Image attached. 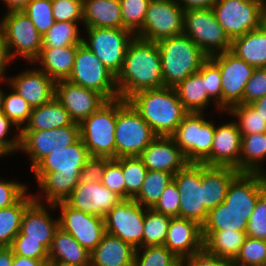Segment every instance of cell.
I'll return each mask as SVG.
<instances>
[{
	"mask_svg": "<svg viewBox=\"0 0 266 266\" xmlns=\"http://www.w3.org/2000/svg\"><path fill=\"white\" fill-rule=\"evenodd\" d=\"M67 80L86 89L94 90L107 100L119 98L116 77L83 43L77 47L73 69Z\"/></svg>",
	"mask_w": 266,
	"mask_h": 266,
	"instance_id": "obj_11",
	"label": "cell"
},
{
	"mask_svg": "<svg viewBox=\"0 0 266 266\" xmlns=\"http://www.w3.org/2000/svg\"><path fill=\"white\" fill-rule=\"evenodd\" d=\"M212 10L231 41L266 21V9L258 0H218Z\"/></svg>",
	"mask_w": 266,
	"mask_h": 266,
	"instance_id": "obj_7",
	"label": "cell"
},
{
	"mask_svg": "<svg viewBox=\"0 0 266 266\" xmlns=\"http://www.w3.org/2000/svg\"><path fill=\"white\" fill-rule=\"evenodd\" d=\"M85 28H123L119 0H83Z\"/></svg>",
	"mask_w": 266,
	"mask_h": 266,
	"instance_id": "obj_31",
	"label": "cell"
},
{
	"mask_svg": "<svg viewBox=\"0 0 266 266\" xmlns=\"http://www.w3.org/2000/svg\"><path fill=\"white\" fill-rule=\"evenodd\" d=\"M254 209H230L223 202L208 212L202 231H239L246 232L247 222Z\"/></svg>",
	"mask_w": 266,
	"mask_h": 266,
	"instance_id": "obj_36",
	"label": "cell"
},
{
	"mask_svg": "<svg viewBox=\"0 0 266 266\" xmlns=\"http://www.w3.org/2000/svg\"><path fill=\"white\" fill-rule=\"evenodd\" d=\"M180 266H232L231 262L209 254L205 249L180 261Z\"/></svg>",
	"mask_w": 266,
	"mask_h": 266,
	"instance_id": "obj_59",
	"label": "cell"
},
{
	"mask_svg": "<svg viewBox=\"0 0 266 266\" xmlns=\"http://www.w3.org/2000/svg\"><path fill=\"white\" fill-rule=\"evenodd\" d=\"M146 209L133 199L121 200L104 217L105 232L122 239L135 249L143 247Z\"/></svg>",
	"mask_w": 266,
	"mask_h": 266,
	"instance_id": "obj_15",
	"label": "cell"
},
{
	"mask_svg": "<svg viewBox=\"0 0 266 266\" xmlns=\"http://www.w3.org/2000/svg\"><path fill=\"white\" fill-rule=\"evenodd\" d=\"M80 138L79 124L50 130L20 131V148L29 156L31 170L52 151L63 150Z\"/></svg>",
	"mask_w": 266,
	"mask_h": 266,
	"instance_id": "obj_14",
	"label": "cell"
},
{
	"mask_svg": "<svg viewBox=\"0 0 266 266\" xmlns=\"http://www.w3.org/2000/svg\"><path fill=\"white\" fill-rule=\"evenodd\" d=\"M219 66L208 57L205 60V86L208 96L215 101L216 110L222 112V87Z\"/></svg>",
	"mask_w": 266,
	"mask_h": 266,
	"instance_id": "obj_51",
	"label": "cell"
},
{
	"mask_svg": "<svg viewBox=\"0 0 266 266\" xmlns=\"http://www.w3.org/2000/svg\"><path fill=\"white\" fill-rule=\"evenodd\" d=\"M147 170L165 171L175 175L189 162L171 137L157 136L138 156Z\"/></svg>",
	"mask_w": 266,
	"mask_h": 266,
	"instance_id": "obj_24",
	"label": "cell"
},
{
	"mask_svg": "<svg viewBox=\"0 0 266 266\" xmlns=\"http://www.w3.org/2000/svg\"><path fill=\"white\" fill-rule=\"evenodd\" d=\"M72 123L67 110L54 97L51 101L32 109L29 121L21 131L50 130Z\"/></svg>",
	"mask_w": 266,
	"mask_h": 266,
	"instance_id": "obj_34",
	"label": "cell"
},
{
	"mask_svg": "<svg viewBox=\"0 0 266 266\" xmlns=\"http://www.w3.org/2000/svg\"><path fill=\"white\" fill-rule=\"evenodd\" d=\"M83 0H52V13L56 22H81L83 24Z\"/></svg>",
	"mask_w": 266,
	"mask_h": 266,
	"instance_id": "obj_50",
	"label": "cell"
},
{
	"mask_svg": "<svg viewBox=\"0 0 266 266\" xmlns=\"http://www.w3.org/2000/svg\"><path fill=\"white\" fill-rule=\"evenodd\" d=\"M242 134L234 121L215 125L210 154L201 162L206 166L231 167L240 172Z\"/></svg>",
	"mask_w": 266,
	"mask_h": 266,
	"instance_id": "obj_20",
	"label": "cell"
},
{
	"mask_svg": "<svg viewBox=\"0 0 266 266\" xmlns=\"http://www.w3.org/2000/svg\"><path fill=\"white\" fill-rule=\"evenodd\" d=\"M266 132L242 134L240 172L263 173L266 158Z\"/></svg>",
	"mask_w": 266,
	"mask_h": 266,
	"instance_id": "obj_37",
	"label": "cell"
},
{
	"mask_svg": "<svg viewBox=\"0 0 266 266\" xmlns=\"http://www.w3.org/2000/svg\"><path fill=\"white\" fill-rule=\"evenodd\" d=\"M26 193L14 205L0 209V247H11L20 232L25 209L34 201L33 195Z\"/></svg>",
	"mask_w": 266,
	"mask_h": 266,
	"instance_id": "obj_38",
	"label": "cell"
},
{
	"mask_svg": "<svg viewBox=\"0 0 266 266\" xmlns=\"http://www.w3.org/2000/svg\"><path fill=\"white\" fill-rule=\"evenodd\" d=\"M13 255L11 247H0V266H11Z\"/></svg>",
	"mask_w": 266,
	"mask_h": 266,
	"instance_id": "obj_63",
	"label": "cell"
},
{
	"mask_svg": "<svg viewBox=\"0 0 266 266\" xmlns=\"http://www.w3.org/2000/svg\"><path fill=\"white\" fill-rule=\"evenodd\" d=\"M204 249L211 255L232 262L244 243L246 232L239 231H202Z\"/></svg>",
	"mask_w": 266,
	"mask_h": 266,
	"instance_id": "obj_35",
	"label": "cell"
},
{
	"mask_svg": "<svg viewBox=\"0 0 266 266\" xmlns=\"http://www.w3.org/2000/svg\"><path fill=\"white\" fill-rule=\"evenodd\" d=\"M79 22H54L48 32L42 37V48L81 45L83 36L80 35Z\"/></svg>",
	"mask_w": 266,
	"mask_h": 266,
	"instance_id": "obj_40",
	"label": "cell"
},
{
	"mask_svg": "<svg viewBox=\"0 0 266 266\" xmlns=\"http://www.w3.org/2000/svg\"><path fill=\"white\" fill-rule=\"evenodd\" d=\"M246 236L266 240V190L259 196L248 219Z\"/></svg>",
	"mask_w": 266,
	"mask_h": 266,
	"instance_id": "obj_49",
	"label": "cell"
},
{
	"mask_svg": "<svg viewBox=\"0 0 266 266\" xmlns=\"http://www.w3.org/2000/svg\"><path fill=\"white\" fill-rule=\"evenodd\" d=\"M230 51L254 68H266V21L259 28L234 38Z\"/></svg>",
	"mask_w": 266,
	"mask_h": 266,
	"instance_id": "obj_32",
	"label": "cell"
},
{
	"mask_svg": "<svg viewBox=\"0 0 266 266\" xmlns=\"http://www.w3.org/2000/svg\"><path fill=\"white\" fill-rule=\"evenodd\" d=\"M55 98L67 110L72 121L78 124L108 101L102 94L68 80L56 82Z\"/></svg>",
	"mask_w": 266,
	"mask_h": 266,
	"instance_id": "obj_19",
	"label": "cell"
},
{
	"mask_svg": "<svg viewBox=\"0 0 266 266\" xmlns=\"http://www.w3.org/2000/svg\"><path fill=\"white\" fill-rule=\"evenodd\" d=\"M147 171L143 161L138 156L122 157L125 199H133L139 193Z\"/></svg>",
	"mask_w": 266,
	"mask_h": 266,
	"instance_id": "obj_43",
	"label": "cell"
},
{
	"mask_svg": "<svg viewBox=\"0 0 266 266\" xmlns=\"http://www.w3.org/2000/svg\"><path fill=\"white\" fill-rule=\"evenodd\" d=\"M90 157L81 138L44 157L32 169L40 189L33 195L34 200L43 203L42 199H45L50 205L65 202L79 184L81 169Z\"/></svg>",
	"mask_w": 266,
	"mask_h": 266,
	"instance_id": "obj_1",
	"label": "cell"
},
{
	"mask_svg": "<svg viewBox=\"0 0 266 266\" xmlns=\"http://www.w3.org/2000/svg\"><path fill=\"white\" fill-rule=\"evenodd\" d=\"M184 9L175 0H150L142 29L135 35L158 42L183 34Z\"/></svg>",
	"mask_w": 266,
	"mask_h": 266,
	"instance_id": "obj_13",
	"label": "cell"
},
{
	"mask_svg": "<svg viewBox=\"0 0 266 266\" xmlns=\"http://www.w3.org/2000/svg\"><path fill=\"white\" fill-rule=\"evenodd\" d=\"M180 260L204 249L202 226L191 219L171 218L163 244Z\"/></svg>",
	"mask_w": 266,
	"mask_h": 266,
	"instance_id": "obj_22",
	"label": "cell"
},
{
	"mask_svg": "<svg viewBox=\"0 0 266 266\" xmlns=\"http://www.w3.org/2000/svg\"><path fill=\"white\" fill-rule=\"evenodd\" d=\"M115 158L139 156L157 137L128 100L116 98Z\"/></svg>",
	"mask_w": 266,
	"mask_h": 266,
	"instance_id": "obj_5",
	"label": "cell"
},
{
	"mask_svg": "<svg viewBox=\"0 0 266 266\" xmlns=\"http://www.w3.org/2000/svg\"><path fill=\"white\" fill-rule=\"evenodd\" d=\"M46 266H65L58 263H48Z\"/></svg>",
	"mask_w": 266,
	"mask_h": 266,
	"instance_id": "obj_67",
	"label": "cell"
},
{
	"mask_svg": "<svg viewBox=\"0 0 266 266\" xmlns=\"http://www.w3.org/2000/svg\"><path fill=\"white\" fill-rule=\"evenodd\" d=\"M174 89L187 112L204 113L203 110L213 101L205 86V61L197 73L188 76Z\"/></svg>",
	"mask_w": 266,
	"mask_h": 266,
	"instance_id": "obj_33",
	"label": "cell"
},
{
	"mask_svg": "<svg viewBox=\"0 0 266 266\" xmlns=\"http://www.w3.org/2000/svg\"><path fill=\"white\" fill-rule=\"evenodd\" d=\"M46 205L34 200L25 209L17 235H26V239L37 240L49 250L54 233L59 227V216L56 220L51 218L48 208L53 209L54 205Z\"/></svg>",
	"mask_w": 266,
	"mask_h": 266,
	"instance_id": "obj_25",
	"label": "cell"
},
{
	"mask_svg": "<svg viewBox=\"0 0 266 266\" xmlns=\"http://www.w3.org/2000/svg\"><path fill=\"white\" fill-rule=\"evenodd\" d=\"M22 11L34 23L42 37L55 22L52 13V0H30Z\"/></svg>",
	"mask_w": 266,
	"mask_h": 266,
	"instance_id": "obj_48",
	"label": "cell"
},
{
	"mask_svg": "<svg viewBox=\"0 0 266 266\" xmlns=\"http://www.w3.org/2000/svg\"><path fill=\"white\" fill-rule=\"evenodd\" d=\"M13 59L10 56L9 49L7 48L6 42L4 40L3 35L0 33V82L5 79L6 80L9 77H5V72L8 64L12 63Z\"/></svg>",
	"mask_w": 266,
	"mask_h": 266,
	"instance_id": "obj_60",
	"label": "cell"
},
{
	"mask_svg": "<svg viewBox=\"0 0 266 266\" xmlns=\"http://www.w3.org/2000/svg\"><path fill=\"white\" fill-rule=\"evenodd\" d=\"M180 261L164 245H155L136 249L133 266H180Z\"/></svg>",
	"mask_w": 266,
	"mask_h": 266,
	"instance_id": "obj_42",
	"label": "cell"
},
{
	"mask_svg": "<svg viewBox=\"0 0 266 266\" xmlns=\"http://www.w3.org/2000/svg\"><path fill=\"white\" fill-rule=\"evenodd\" d=\"M217 1L218 0H175L184 11L212 8Z\"/></svg>",
	"mask_w": 266,
	"mask_h": 266,
	"instance_id": "obj_61",
	"label": "cell"
},
{
	"mask_svg": "<svg viewBox=\"0 0 266 266\" xmlns=\"http://www.w3.org/2000/svg\"><path fill=\"white\" fill-rule=\"evenodd\" d=\"M181 194L177 185L172 181L164 190L157 203L152 208L155 212L170 216L179 217Z\"/></svg>",
	"mask_w": 266,
	"mask_h": 266,
	"instance_id": "obj_54",
	"label": "cell"
},
{
	"mask_svg": "<svg viewBox=\"0 0 266 266\" xmlns=\"http://www.w3.org/2000/svg\"><path fill=\"white\" fill-rule=\"evenodd\" d=\"M128 101L157 136L170 137L188 113L174 87H160L133 94Z\"/></svg>",
	"mask_w": 266,
	"mask_h": 266,
	"instance_id": "obj_3",
	"label": "cell"
},
{
	"mask_svg": "<svg viewBox=\"0 0 266 266\" xmlns=\"http://www.w3.org/2000/svg\"><path fill=\"white\" fill-rule=\"evenodd\" d=\"M12 92L3 95L2 112L21 131L30 118L33 107L13 88Z\"/></svg>",
	"mask_w": 266,
	"mask_h": 266,
	"instance_id": "obj_45",
	"label": "cell"
},
{
	"mask_svg": "<svg viewBox=\"0 0 266 266\" xmlns=\"http://www.w3.org/2000/svg\"><path fill=\"white\" fill-rule=\"evenodd\" d=\"M123 28L136 35L143 26L150 0H119Z\"/></svg>",
	"mask_w": 266,
	"mask_h": 266,
	"instance_id": "obj_47",
	"label": "cell"
},
{
	"mask_svg": "<svg viewBox=\"0 0 266 266\" xmlns=\"http://www.w3.org/2000/svg\"><path fill=\"white\" fill-rule=\"evenodd\" d=\"M102 184L125 199V182L122 173V157L111 159L104 170Z\"/></svg>",
	"mask_w": 266,
	"mask_h": 266,
	"instance_id": "obj_53",
	"label": "cell"
},
{
	"mask_svg": "<svg viewBox=\"0 0 266 266\" xmlns=\"http://www.w3.org/2000/svg\"><path fill=\"white\" fill-rule=\"evenodd\" d=\"M266 95V68H255L243 94V104H250Z\"/></svg>",
	"mask_w": 266,
	"mask_h": 266,
	"instance_id": "obj_56",
	"label": "cell"
},
{
	"mask_svg": "<svg viewBox=\"0 0 266 266\" xmlns=\"http://www.w3.org/2000/svg\"><path fill=\"white\" fill-rule=\"evenodd\" d=\"M116 86L119 98L125 100L137 92L164 86L157 42L137 36L130 41Z\"/></svg>",
	"mask_w": 266,
	"mask_h": 266,
	"instance_id": "obj_2",
	"label": "cell"
},
{
	"mask_svg": "<svg viewBox=\"0 0 266 266\" xmlns=\"http://www.w3.org/2000/svg\"><path fill=\"white\" fill-rule=\"evenodd\" d=\"M15 126L17 133L14 138L7 139L11 127ZM20 130L16 125L0 111V157L10 155L19 151L20 149Z\"/></svg>",
	"mask_w": 266,
	"mask_h": 266,
	"instance_id": "obj_55",
	"label": "cell"
},
{
	"mask_svg": "<svg viewBox=\"0 0 266 266\" xmlns=\"http://www.w3.org/2000/svg\"><path fill=\"white\" fill-rule=\"evenodd\" d=\"M203 116L188 112L170 136L189 163H201L211 152L216 123Z\"/></svg>",
	"mask_w": 266,
	"mask_h": 266,
	"instance_id": "obj_9",
	"label": "cell"
},
{
	"mask_svg": "<svg viewBox=\"0 0 266 266\" xmlns=\"http://www.w3.org/2000/svg\"><path fill=\"white\" fill-rule=\"evenodd\" d=\"M121 200L102 182L79 183L65 201L70 207L104 218Z\"/></svg>",
	"mask_w": 266,
	"mask_h": 266,
	"instance_id": "obj_21",
	"label": "cell"
},
{
	"mask_svg": "<svg viewBox=\"0 0 266 266\" xmlns=\"http://www.w3.org/2000/svg\"><path fill=\"white\" fill-rule=\"evenodd\" d=\"M48 263L90 266V252L82 247L71 234L58 227L48 250Z\"/></svg>",
	"mask_w": 266,
	"mask_h": 266,
	"instance_id": "obj_28",
	"label": "cell"
},
{
	"mask_svg": "<svg viewBox=\"0 0 266 266\" xmlns=\"http://www.w3.org/2000/svg\"><path fill=\"white\" fill-rule=\"evenodd\" d=\"M161 55L164 86L175 87L197 73L208 56L187 35L181 34L157 42Z\"/></svg>",
	"mask_w": 266,
	"mask_h": 266,
	"instance_id": "obj_4",
	"label": "cell"
},
{
	"mask_svg": "<svg viewBox=\"0 0 266 266\" xmlns=\"http://www.w3.org/2000/svg\"><path fill=\"white\" fill-rule=\"evenodd\" d=\"M210 58L219 66L222 87V111L243 104L246 84L255 69L231 51L215 54Z\"/></svg>",
	"mask_w": 266,
	"mask_h": 266,
	"instance_id": "obj_16",
	"label": "cell"
},
{
	"mask_svg": "<svg viewBox=\"0 0 266 266\" xmlns=\"http://www.w3.org/2000/svg\"><path fill=\"white\" fill-rule=\"evenodd\" d=\"M11 248L16 255L41 259L48 264V249L37 240L26 239V235H16Z\"/></svg>",
	"mask_w": 266,
	"mask_h": 266,
	"instance_id": "obj_52",
	"label": "cell"
},
{
	"mask_svg": "<svg viewBox=\"0 0 266 266\" xmlns=\"http://www.w3.org/2000/svg\"><path fill=\"white\" fill-rule=\"evenodd\" d=\"M263 176H264V179H265V182H266V170L263 172Z\"/></svg>",
	"mask_w": 266,
	"mask_h": 266,
	"instance_id": "obj_69",
	"label": "cell"
},
{
	"mask_svg": "<svg viewBox=\"0 0 266 266\" xmlns=\"http://www.w3.org/2000/svg\"><path fill=\"white\" fill-rule=\"evenodd\" d=\"M11 266H46V264L41 259H33L14 254Z\"/></svg>",
	"mask_w": 266,
	"mask_h": 266,
	"instance_id": "obj_62",
	"label": "cell"
},
{
	"mask_svg": "<svg viewBox=\"0 0 266 266\" xmlns=\"http://www.w3.org/2000/svg\"><path fill=\"white\" fill-rule=\"evenodd\" d=\"M7 84L22 96L33 108L41 106L55 97L56 82L39 68L22 71L10 76Z\"/></svg>",
	"mask_w": 266,
	"mask_h": 266,
	"instance_id": "obj_23",
	"label": "cell"
},
{
	"mask_svg": "<svg viewBox=\"0 0 266 266\" xmlns=\"http://www.w3.org/2000/svg\"><path fill=\"white\" fill-rule=\"evenodd\" d=\"M135 250L122 239L105 233L90 253V266H133Z\"/></svg>",
	"mask_w": 266,
	"mask_h": 266,
	"instance_id": "obj_29",
	"label": "cell"
},
{
	"mask_svg": "<svg viewBox=\"0 0 266 266\" xmlns=\"http://www.w3.org/2000/svg\"><path fill=\"white\" fill-rule=\"evenodd\" d=\"M227 113L237 118L235 122L241 134L266 132V120L250 104H237Z\"/></svg>",
	"mask_w": 266,
	"mask_h": 266,
	"instance_id": "obj_44",
	"label": "cell"
},
{
	"mask_svg": "<svg viewBox=\"0 0 266 266\" xmlns=\"http://www.w3.org/2000/svg\"><path fill=\"white\" fill-rule=\"evenodd\" d=\"M173 181V174L165 171L148 170L139 193L133 198L141 206L152 209Z\"/></svg>",
	"mask_w": 266,
	"mask_h": 266,
	"instance_id": "obj_39",
	"label": "cell"
},
{
	"mask_svg": "<svg viewBox=\"0 0 266 266\" xmlns=\"http://www.w3.org/2000/svg\"><path fill=\"white\" fill-rule=\"evenodd\" d=\"M266 9V0H258Z\"/></svg>",
	"mask_w": 266,
	"mask_h": 266,
	"instance_id": "obj_68",
	"label": "cell"
},
{
	"mask_svg": "<svg viewBox=\"0 0 266 266\" xmlns=\"http://www.w3.org/2000/svg\"><path fill=\"white\" fill-rule=\"evenodd\" d=\"M173 181L181 194L179 217L202 226L209 212L203 205L202 163H188L173 175Z\"/></svg>",
	"mask_w": 266,
	"mask_h": 266,
	"instance_id": "obj_17",
	"label": "cell"
},
{
	"mask_svg": "<svg viewBox=\"0 0 266 266\" xmlns=\"http://www.w3.org/2000/svg\"><path fill=\"white\" fill-rule=\"evenodd\" d=\"M116 99L108 100L79 124L80 138L91 157L115 159Z\"/></svg>",
	"mask_w": 266,
	"mask_h": 266,
	"instance_id": "obj_6",
	"label": "cell"
},
{
	"mask_svg": "<svg viewBox=\"0 0 266 266\" xmlns=\"http://www.w3.org/2000/svg\"><path fill=\"white\" fill-rule=\"evenodd\" d=\"M0 33L13 61L20 56L33 64L42 48V36L23 11H6L0 20Z\"/></svg>",
	"mask_w": 266,
	"mask_h": 266,
	"instance_id": "obj_8",
	"label": "cell"
},
{
	"mask_svg": "<svg viewBox=\"0 0 266 266\" xmlns=\"http://www.w3.org/2000/svg\"><path fill=\"white\" fill-rule=\"evenodd\" d=\"M232 266H266V240L247 236Z\"/></svg>",
	"mask_w": 266,
	"mask_h": 266,
	"instance_id": "obj_46",
	"label": "cell"
},
{
	"mask_svg": "<svg viewBox=\"0 0 266 266\" xmlns=\"http://www.w3.org/2000/svg\"><path fill=\"white\" fill-rule=\"evenodd\" d=\"M239 173L231 167L202 164L203 205L208 211L224 202L231 181Z\"/></svg>",
	"mask_w": 266,
	"mask_h": 266,
	"instance_id": "obj_27",
	"label": "cell"
},
{
	"mask_svg": "<svg viewBox=\"0 0 266 266\" xmlns=\"http://www.w3.org/2000/svg\"><path fill=\"white\" fill-rule=\"evenodd\" d=\"M85 44L115 76L120 73L127 47L135 35L125 28H85Z\"/></svg>",
	"mask_w": 266,
	"mask_h": 266,
	"instance_id": "obj_12",
	"label": "cell"
},
{
	"mask_svg": "<svg viewBox=\"0 0 266 266\" xmlns=\"http://www.w3.org/2000/svg\"><path fill=\"white\" fill-rule=\"evenodd\" d=\"M2 1L3 4H6L7 6L6 8H8L7 12H10V11H22L30 0H2Z\"/></svg>",
	"mask_w": 266,
	"mask_h": 266,
	"instance_id": "obj_64",
	"label": "cell"
},
{
	"mask_svg": "<svg viewBox=\"0 0 266 266\" xmlns=\"http://www.w3.org/2000/svg\"><path fill=\"white\" fill-rule=\"evenodd\" d=\"M27 192L25 183L0 179V209L14 205Z\"/></svg>",
	"mask_w": 266,
	"mask_h": 266,
	"instance_id": "obj_57",
	"label": "cell"
},
{
	"mask_svg": "<svg viewBox=\"0 0 266 266\" xmlns=\"http://www.w3.org/2000/svg\"><path fill=\"white\" fill-rule=\"evenodd\" d=\"M110 160L108 157H90L81 169L79 183L101 182L105 167Z\"/></svg>",
	"mask_w": 266,
	"mask_h": 266,
	"instance_id": "obj_58",
	"label": "cell"
},
{
	"mask_svg": "<svg viewBox=\"0 0 266 266\" xmlns=\"http://www.w3.org/2000/svg\"><path fill=\"white\" fill-rule=\"evenodd\" d=\"M55 208L60 209L59 227L71 234L82 247L91 253L106 233L104 218L76 210L66 202L55 204Z\"/></svg>",
	"mask_w": 266,
	"mask_h": 266,
	"instance_id": "obj_18",
	"label": "cell"
},
{
	"mask_svg": "<svg viewBox=\"0 0 266 266\" xmlns=\"http://www.w3.org/2000/svg\"><path fill=\"white\" fill-rule=\"evenodd\" d=\"M170 216L146 209L143 227V247L163 245L167 236Z\"/></svg>",
	"mask_w": 266,
	"mask_h": 266,
	"instance_id": "obj_41",
	"label": "cell"
},
{
	"mask_svg": "<svg viewBox=\"0 0 266 266\" xmlns=\"http://www.w3.org/2000/svg\"><path fill=\"white\" fill-rule=\"evenodd\" d=\"M266 190L263 173L240 172L230 183L224 203L230 209H254L259 196Z\"/></svg>",
	"mask_w": 266,
	"mask_h": 266,
	"instance_id": "obj_26",
	"label": "cell"
},
{
	"mask_svg": "<svg viewBox=\"0 0 266 266\" xmlns=\"http://www.w3.org/2000/svg\"><path fill=\"white\" fill-rule=\"evenodd\" d=\"M250 105L266 120V95L253 101Z\"/></svg>",
	"mask_w": 266,
	"mask_h": 266,
	"instance_id": "obj_65",
	"label": "cell"
},
{
	"mask_svg": "<svg viewBox=\"0 0 266 266\" xmlns=\"http://www.w3.org/2000/svg\"><path fill=\"white\" fill-rule=\"evenodd\" d=\"M3 95L4 91L0 88V111H2Z\"/></svg>",
	"mask_w": 266,
	"mask_h": 266,
	"instance_id": "obj_66",
	"label": "cell"
},
{
	"mask_svg": "<svg viewBox=\"0 0 266 266\" xmlns=\"http://www.w3.org/2000/svg\"><path fill=\"white\" fill-rule=\"evenodd\" d=\"M78 46L41 48L39 56L32 63H40L39 69L55 82L67 80L73 69Z\"/></svg>",
	"mask_w": 266,
	"mask_h": 266,
	"instance_id": "obj_30",
	"label": "cell"
},
{
	"mask_svg": "<svg viewBox=\"0 0 266 266\" xmlns=\"http://www.w3.org/2000/svg\"><path fill=\"white\" fill-rule=\"evenodd\" d=\"M183 34L208 56L231 50V40L216 20L212 8L184 11Z\"/></svg>",
	"mask_w": 266,
	"mask_h": 266,
	"instance_id": "obj_10",
	"label": "cell"
}]
</instances>
